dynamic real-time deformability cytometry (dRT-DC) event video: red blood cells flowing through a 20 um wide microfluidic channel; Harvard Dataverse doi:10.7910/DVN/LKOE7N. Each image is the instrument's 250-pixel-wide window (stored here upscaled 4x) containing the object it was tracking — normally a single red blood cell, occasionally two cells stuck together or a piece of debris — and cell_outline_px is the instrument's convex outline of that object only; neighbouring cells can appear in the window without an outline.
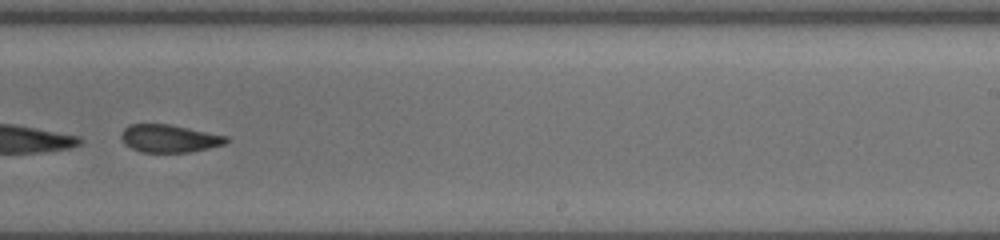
{"species": "common noctule bat (a hibernating species)", "species_latin": "Nyctalus noctula", "temperature_condition": "cold", "stored_images_in_passage": 46, "segment_of_instrument_passage": [2, 2], "camera_frame_rate_fps": 3000, "um_per_image_px": 0.085, "animal": {"sex": "female", "body_mass_g": 19.5, "forearm_length_mm": 54.1}, "frame": {"image": 1, "passage_image": 27, "time_ms": 6.0, "image_size_px": [1000, 240], "cell_outline_px": [[228, 140], [224, 144], [208, 148], [188, 152], [140, 152], [124, 144], [120, 136], [120, 132], [128, 124], [172, 124], [228, 136]], "centroid_in_image_um": [14.35, 11.76], "position_along_channel_um": 274.6, "area_um2": 17.11}}